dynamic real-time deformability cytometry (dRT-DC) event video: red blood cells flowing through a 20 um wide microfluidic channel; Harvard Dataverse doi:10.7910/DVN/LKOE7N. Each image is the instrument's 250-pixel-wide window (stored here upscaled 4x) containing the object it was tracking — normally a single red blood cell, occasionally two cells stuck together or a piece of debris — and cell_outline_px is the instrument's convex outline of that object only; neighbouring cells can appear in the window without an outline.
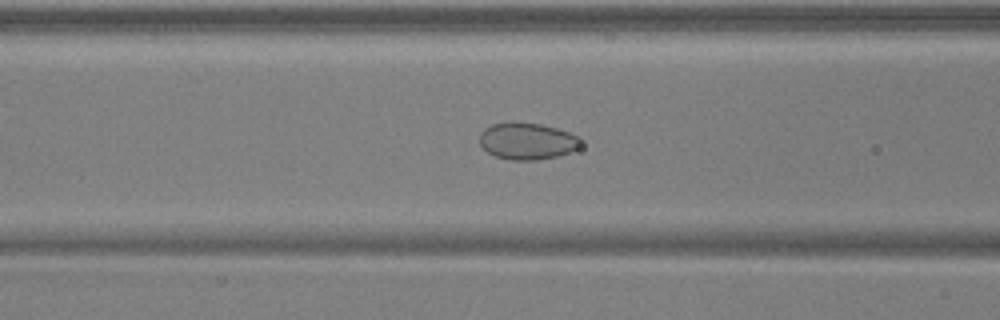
{"species": "common noctule bat (a hibernating species)", "species_latin": "Nyctalus noctula", "temperature_condition": "warm", "stored_images_in_passage": 46, "camera_frame_rate_fps": 3000, "um_per_image_px": 0.085, "animal": {"sex": "male", "body_mass_g": 17.9, "forearm_length_mm": 54.2}, "frame": {"image": 1, "passage_image": 21, "time_ms": 6.667, "image_size_px": [1000, 320], "cell_outline_px": [[580, 148], [572, 152], [556, 156], [536, 160], [508, 160], [496, 156], [488, 152], [480, 144], [480, 132], [484, 128], [492, 124], [512, 120], [540, 124], [556, 128], [580, 136]], "centroid_in_image_um": [44.81, 11.97], "position_along_channel_um": 121.8, "area_um2": 22.02}}
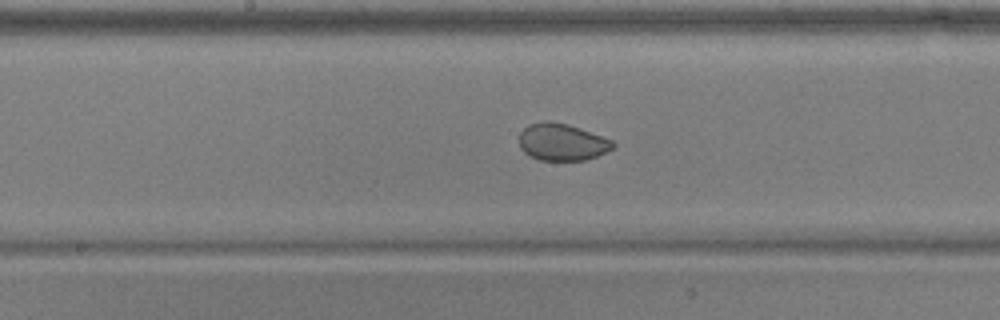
{"frame": {"image": 2, "passage_image": 27, "time_ms": 8.667, "image_size_px": [1000, 320], "cell_outline_px": [[616, 144], [612, 148], [596, 156], [584, 160], [540, 160], [524, 152], [520, 148], [520, 132], [528, 124], [548, 120], [568, 124], [580, 128], [612, 140]], "centroid_in_image_um": [47.75, 12.06], "position_along_channel_um": 200.4, "area_um2": 20.06}}
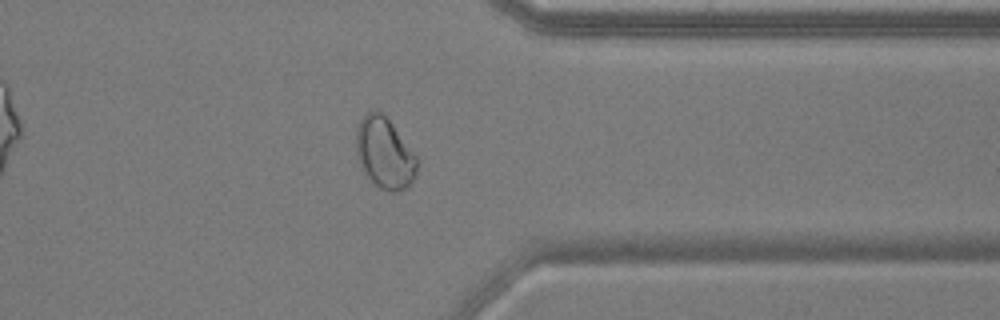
{"frame": {"image": 3, "passage_image": 41, "time_ms": 13.333, "image_size_px": [1000, 320], "cell_outline_px": [[416, 176], [408, 188], [400, 192], [388, 192], [380, 188], [364, 172], [360, 164], [356, 152], [356, 128], [360, 120], [372, 108], [380, 112], [392, 124], [416, 156]], "centroid_in_image_um": [32.68, 13.04], "position_along_channel_um": 378.7, "area_um2": 25.03}}